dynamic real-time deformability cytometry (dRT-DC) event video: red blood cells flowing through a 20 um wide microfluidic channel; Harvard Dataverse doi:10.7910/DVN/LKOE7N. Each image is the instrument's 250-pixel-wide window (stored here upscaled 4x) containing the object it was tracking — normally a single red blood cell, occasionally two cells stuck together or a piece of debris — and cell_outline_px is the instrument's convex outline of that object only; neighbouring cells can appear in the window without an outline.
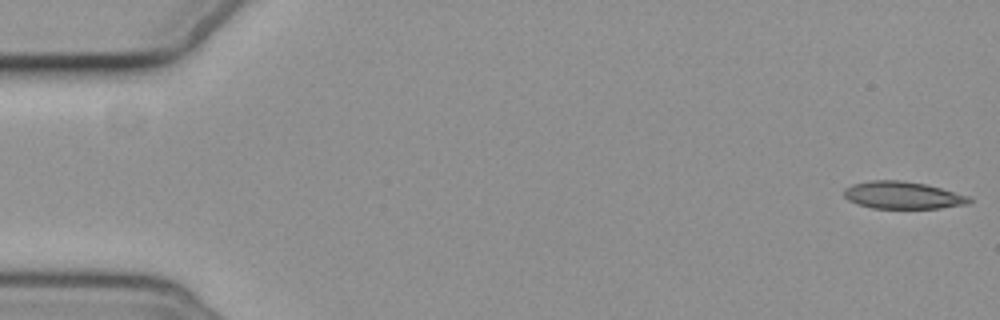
{"species": "common noctule bat (a hibernating species)", "species_latin": "Nyctalus noctula", "temperature_condition": "cold", "stored_images_in_passage": 6, "camera_frame_rate_fps": 3000, "um_per_image_px": 0.085, "animal": {"sex": "female", "body_mass_g": 19.3, "forearm_length_mm": 54.1}, "frame": {"image": 1, "passage_image": 1, "time_ms": 0.0, "image_size_px": [1000, 320], "cell_outline_px": [[972, 200], [968, 204], [940, 208], [872, 208], [856, 204], [848, 200], [844, 196], [844, 188], [852, 184], [868, 180], [900, 180], [924, 184], [940, 188], [968, 196]], "centroid_in_image_um": [76.68, 16.59], "position_along_channel_um": 8.3, "area_um2": 19.88}}
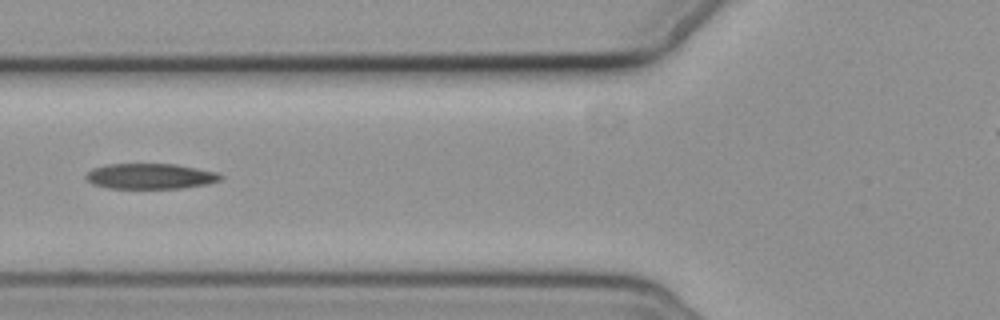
{"frame": {"image": 2, "passage_image": 6, "time_ms": 7.0, "image_size_px": [1000, 320], "cell_outline_px": [[224, 176], [220, 180], [208, 184], [184, 188], [108, 188], [92, 184], [84, 180], [84, 176], [92, 168], [108, 164], [176, 164], [216, 172]], "centroid_in_image_um": [12.74, 14.98], "position_along_channel_um": 113.1, "area_um2": 20.11}}